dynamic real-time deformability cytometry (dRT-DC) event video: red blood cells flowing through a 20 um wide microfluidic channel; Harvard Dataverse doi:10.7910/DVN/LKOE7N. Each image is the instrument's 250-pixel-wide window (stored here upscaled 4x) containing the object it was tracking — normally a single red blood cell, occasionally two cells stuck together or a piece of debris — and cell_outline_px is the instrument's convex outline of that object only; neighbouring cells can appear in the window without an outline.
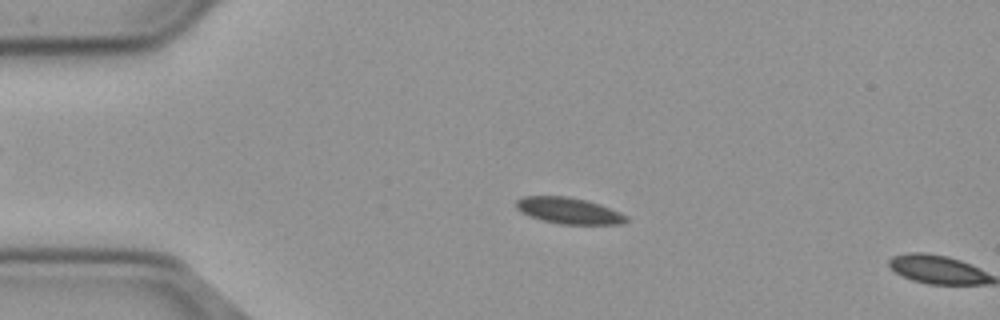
{"species": "common noctule bat (a hibernating species)", "species_latin": "Nyctalus noctula", "temperature_condition": "cold", "stored_images_in_passage": 10, "camera_frame_rate_fps": 3000, "um_per_image_px": 0.085, "animal": {"sex": "male", "body_mass_g": 23.1, "forearm_length_mm": 52.7}, "frame": {"image": 1, "passage_image": 9, "time_ms": 2.667, "image_size_px": [1000, 320], "cell_outline_px": [[628, 220], [620, 224], [560, 224], [540, 220], [520, 212], [516, 208], [516, 200], [524, 196], [568, 196], [600, 204], [628, 216]], "centroid_in_image_um": [48.31, 17.91], "position_along_channel_um": 36.7, "area_um2": 16.82}}